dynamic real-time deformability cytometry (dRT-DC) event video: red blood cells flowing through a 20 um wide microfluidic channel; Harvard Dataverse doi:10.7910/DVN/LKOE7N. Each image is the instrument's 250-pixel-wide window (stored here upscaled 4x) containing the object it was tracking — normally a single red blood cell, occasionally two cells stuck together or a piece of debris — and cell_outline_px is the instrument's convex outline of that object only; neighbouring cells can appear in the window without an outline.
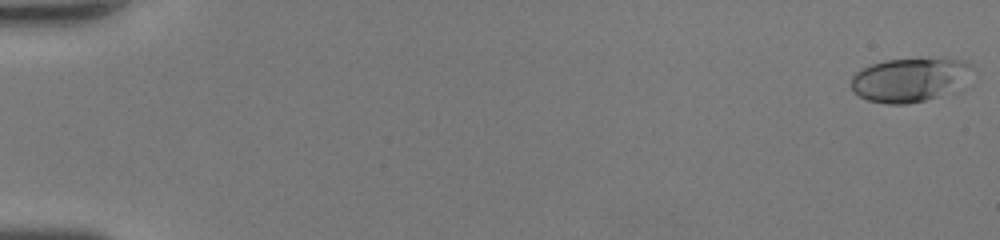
{"species": "human", "species_latin": "Homo sapiens", "temperature_condition": "room temperature", "stored_images_in_passage": 48, "camera_frame_rate_fps": 3000, "um_per_image_px": 0.085, "donor": {"sex": "female"}, "frame": {"image": 1, "passage_image": 1, "time_ms": 0.0, "image_size_px": [1000, 240], "cell_outline_px": [[972, 68], [968, 88], [960, 92], [924, 100], [904, 104], [888, 104], [868, 100], [852, 92], [852, 76], [856, 72], [872, 64], [884, 60], [964, 60], [972, 64]], "centroid_in_image_um": [77.45, 6.82], "position_along_channel_um": 7.6, "area_um2": 31.39}}
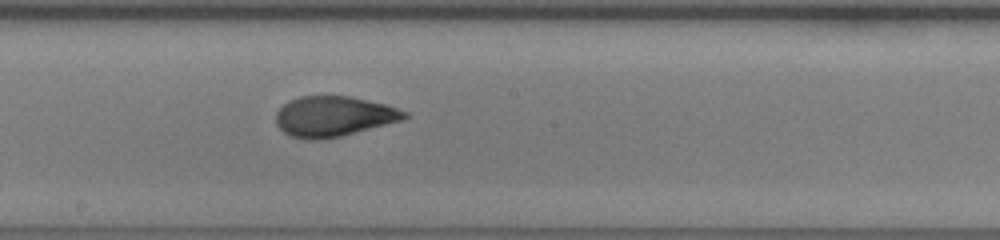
{"frame": {"image": 2, "passage_image": 28, "time_ms": 9.0, "image_size_px": [1000, 240], "cell_outline_px": [[408, 116], [404, 120], [340, 136], [316, 140], [304, 140], [292, 136], [284, 132], [276, 124], [276, 112], [288, 100], [300, 96], [352, 96], [388, 104], [408, 112]], "centroid_in_image_um": [28.38, 9.88], "position_along_channel_um": 219.8, "area_um2": 30.4}}
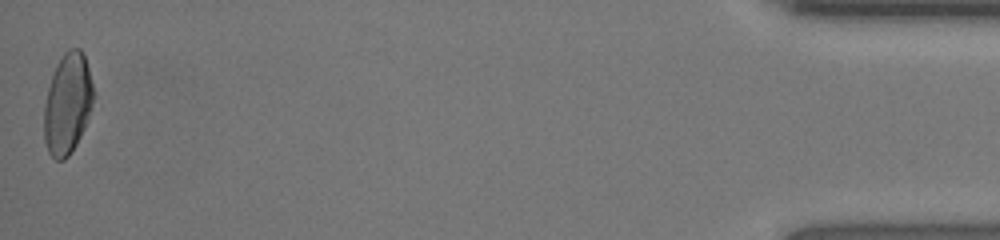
{"frame": {"image": 3, "passage_image": 48, "time_ms": 15.667, "image_size_px": [1000, 240], "cell_outline_px": [[92, 104], [88, 120], [72, 152], [64, 160], [56, 160], [48, 152], [44, 140], [44, 104], [48, 88], [56, 64], [64, 52], [68, 48], [80, 48], [84, 52], [92, 84]], "centroid_in_image_um": [5.73, 8.81], "position_along_channel_um": 429.5, "area_um2": 28.96}, "authors_computed_cell_mechanics": {"area_um2": 29.8826, "velocity_mm_per_s": 4.4695, "shape_relaxation_time_tau1_ms": 5.637, "shape_relaxation_time_tau2_ms": 0.8369, "deformation_change_tau1": 0.2078, "deformation_change_tau2": 0.0639}}